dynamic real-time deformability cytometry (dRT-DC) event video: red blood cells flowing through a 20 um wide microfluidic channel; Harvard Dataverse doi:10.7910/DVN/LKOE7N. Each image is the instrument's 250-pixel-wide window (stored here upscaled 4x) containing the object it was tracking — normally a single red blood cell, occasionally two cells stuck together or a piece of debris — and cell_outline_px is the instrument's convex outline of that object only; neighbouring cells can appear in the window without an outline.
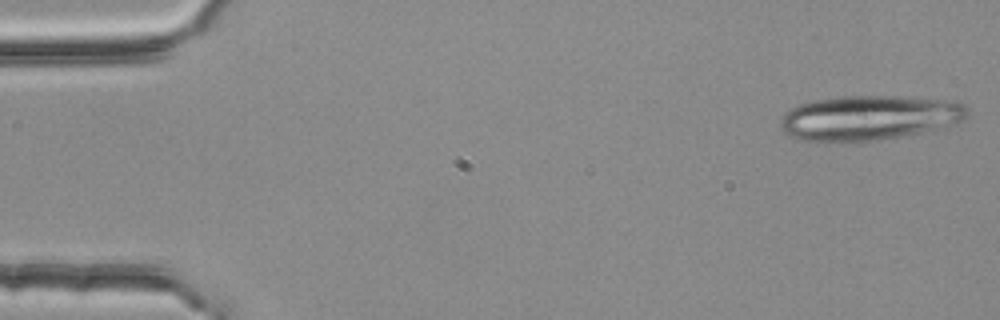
{"species": "common noctule bat (a hibernating species)", "species_latin": "Nyctalus noctula", "temperature_condition": "room temperature", "stored_images_in_passage": 18, "camera_frame_rate_fps": 3000, "um_per_image_px": 0.085, "animal": {"sex": "female", "body_mass_g": 25.1}, "frame": {"image": 1, "passage_image": 1, "time_ms": 0.0, "image_size_px": [1000, 320], "cell_outline_px": [[968, 112], [964, 120], [936, 128], [920, 132], [860, 144], [836, 144], [796, 140], [784, 132], [780, 128], [780, 120], [788, 108], [796, 104], [812, 100], [836, 96], [896, 96], [956, 100], [964, 104], [968, 108]], "centroid_in_image_um": [73.77, 10.04], "position_along_channel_um": 11.2, "area_um2": 50.29}}